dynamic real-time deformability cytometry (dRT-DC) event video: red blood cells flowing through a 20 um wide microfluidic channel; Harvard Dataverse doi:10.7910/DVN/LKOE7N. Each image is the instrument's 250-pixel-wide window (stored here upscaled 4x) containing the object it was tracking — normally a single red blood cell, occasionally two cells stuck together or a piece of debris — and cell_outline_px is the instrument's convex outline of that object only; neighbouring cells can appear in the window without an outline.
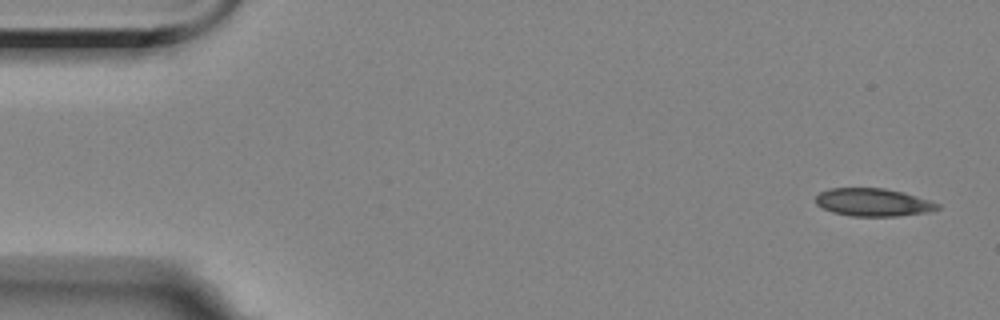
{"species": "Egyptian fruit bat (a non-hibernating species)", "species_latin": "Rousettus aegyptiacus", "temperature_condition": "room temperature", "stored_images_in_passage": 6, "camera_frame_rate_fps": 3000, "um_per_image_px": 0.085, "animal": {"sex": "female"}, "frame": {"image": 1, "passage_image": 1, "time_ms": 0.0, "image_size_px": [1000, 320], "cell_outline_px": [[940, 208], [928, 212], [896, 216], [852, 216], [832, 212], [816, 204], [816, 196], [820, 192], [828, 188], [884, 188], [904, 192], [940, 204]], "centroid_in_image_um": [74.21, 17.19], "position_along_channel_um": 10.8, "area_um2": 19.71}}
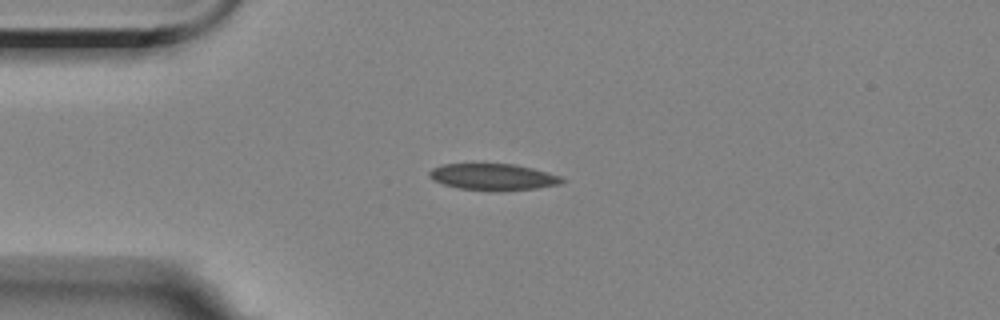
{"frame": {"image": 2, "passage_image": 4, "time_ms": 3.667, "image_size_px": [1000, 320], "cell_outline_px": [[564, 180], [560, 184], [536, 188], [504, 192], [496, 192], [460, 188], [444, 184], [432, 180], [428, 176], [428, 172], [432, 168], [444, 164], [512, 164], [532, 168], [560, 176]], "centroid_in_image_um": [41.89, 15.05], "position_along_channel_um": 43.1, "area_um2": 20.58}}
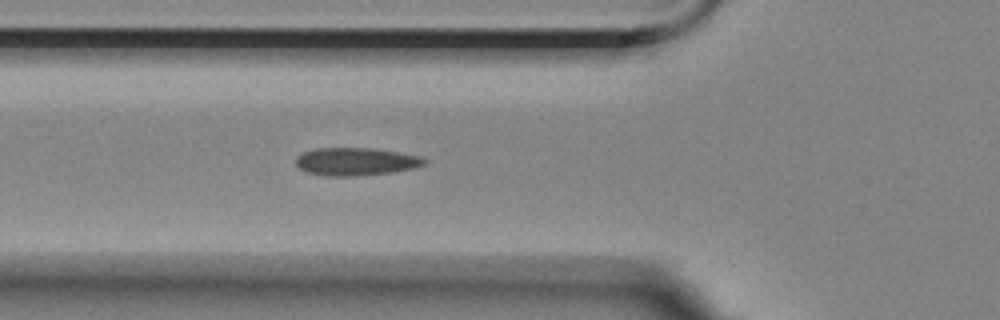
{"frame": {"image": 3, "passage_image": 6, "time_ms": 5.667, "image_size_px": [1000, 320], "cell_outline_px": [[428, 164], [412, 168], [392, 172], [356, 176], [324, 176], [308, 172], [300, 168], [296, 164], [296, 156], [304, 152], [316, 148], [372, 148], [424, 156], [428, 160]], "centroid_in_image_um": [30.29, 13.73], "position_along_channel_um": 95.5, "area_um2": 20.98}}